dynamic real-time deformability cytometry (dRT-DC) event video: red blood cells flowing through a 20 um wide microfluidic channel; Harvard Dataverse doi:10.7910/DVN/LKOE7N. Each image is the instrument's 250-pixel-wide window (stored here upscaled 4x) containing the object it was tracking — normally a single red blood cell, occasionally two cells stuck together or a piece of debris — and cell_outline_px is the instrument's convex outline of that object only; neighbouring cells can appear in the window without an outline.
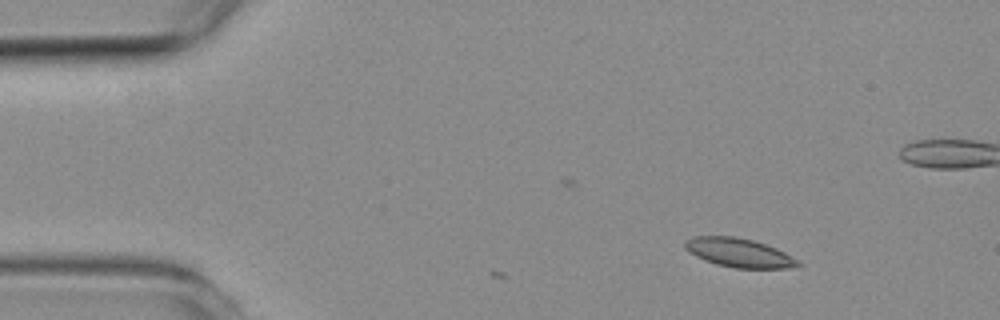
{"species": "common noctule bat (a hibernating species)", "species_latin": "Nyctalus noctula", "temperature_condition": "room temperature", "stored_images_in_passage": 5, "camera_frame_rate_fps": 3000, "um_per_image_px": 0.085, "animal": {"sex": "female", "body_mass_g": 19.3, "forearm_length_mm": 54.1}, "frame": {"image": 1, "passage_image": 1, "time_ms": 0.0, "image_size_px": [1000, 320], "cell_outline_px": [[804, 264], [788, 268], [732, 268], [716, 264], [704, 260], [688, 252], [684, 248], [684, 240], [696, 236], [732, 236], [752, 240], [776, 248], [800, 260]], "centroid_in_image_um": [62.81, 21.49], "position_along_channel_um": 22.2, "area_um2": 19.13}}